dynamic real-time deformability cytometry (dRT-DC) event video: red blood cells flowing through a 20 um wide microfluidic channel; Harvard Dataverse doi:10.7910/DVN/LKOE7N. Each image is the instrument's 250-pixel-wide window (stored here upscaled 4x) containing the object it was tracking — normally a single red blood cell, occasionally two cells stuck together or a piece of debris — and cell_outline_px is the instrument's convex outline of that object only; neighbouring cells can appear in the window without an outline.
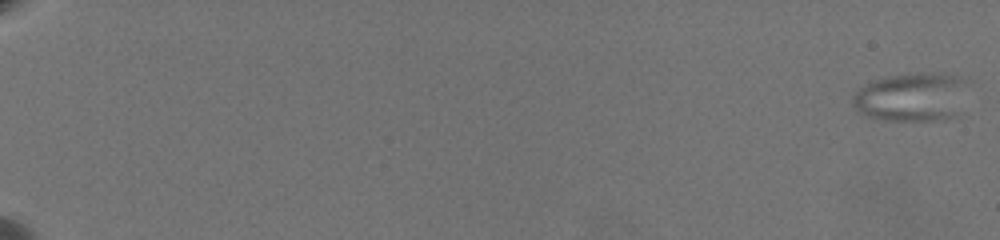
{"species": "common noctule bat (a hibernating species)", "species_latin": "Nyctalus noctula", "temperature_condition": "warm", "stored_images_in_passage": 64, "camera_frame_rate_fps": 3000, "um_per_image_px": 0.085, "animal": {"sex": "female", "body_mass_g": 19.5, "forearm_length_mm": 54.1}, "frame": {"image": 1, "passage_image": 1, "time_ms": 0.0, "image_size_px": [1000, 240], "cell_outline_px": [[972, 80], [956, 116], [932, 120], [872, 120], [864, 116], [852, 104], [852, 96], [860, 88], [872, 80], [892, 76], [916, 72], [940, 72], [960, 76]], "centroid_in_image_um": [77.54, 8.22], "position_along_channel_um": 7.5, "area_um2": 33.52}}
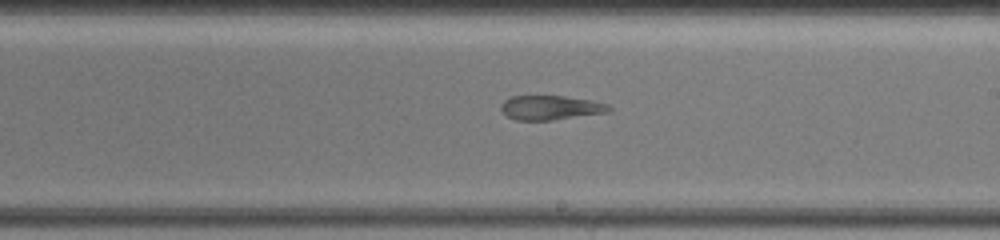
{"frame": {"image": 2, "passage_image": 42, "time_ms": 13.667, "image_size_px": [1000, 240], "cell_outline_px": [[612, 112], [552, 120], [516, 120], [508, 116], [500, 108], [500, 104], [504, 100], [512, 96], [564, 96], [592, 100], [608, 104], [612, 108]], "centroid_in_image_um": [46.85, 9.15], "position_along_channel_um": 242.2, "area_um2": 15.43}}
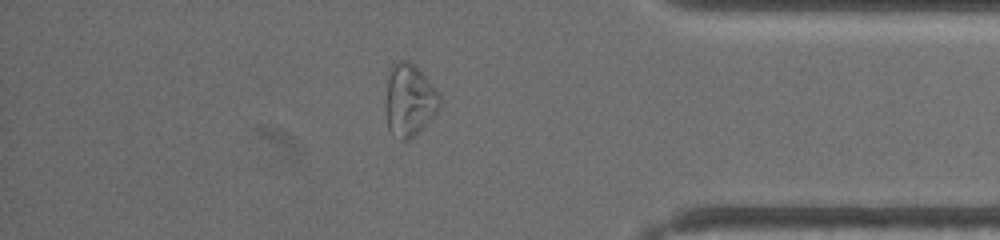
{"frame": {"image": 3, "passage_image": 57, "time_ms": 18.667, "image_size_px": [1000, 240], "cell_outline_px": [[440, 108], [408, 140], [400, 140], [388, 128], [384, 108], [384, 104], [388, 72], [392, 64], [400, 60], [408, 60], [416, 64], [432, 84], [440, 96]], "centroid_in_image_um": [34.75, 8.45], "position_along_channel_um": 400.5, "area_um2": 22.89}, "authors_computed_cell_mechanics": {"area_um2": 25.5187, "velocity_mm_per_s": 3.5024, "shape_relaxation_time_tau1_ms": null, "shape_relaxation_time_tau2_ms": 3.8168, "deformation_change_tau1": null, "deformation_change_tau2": 0.1047}}